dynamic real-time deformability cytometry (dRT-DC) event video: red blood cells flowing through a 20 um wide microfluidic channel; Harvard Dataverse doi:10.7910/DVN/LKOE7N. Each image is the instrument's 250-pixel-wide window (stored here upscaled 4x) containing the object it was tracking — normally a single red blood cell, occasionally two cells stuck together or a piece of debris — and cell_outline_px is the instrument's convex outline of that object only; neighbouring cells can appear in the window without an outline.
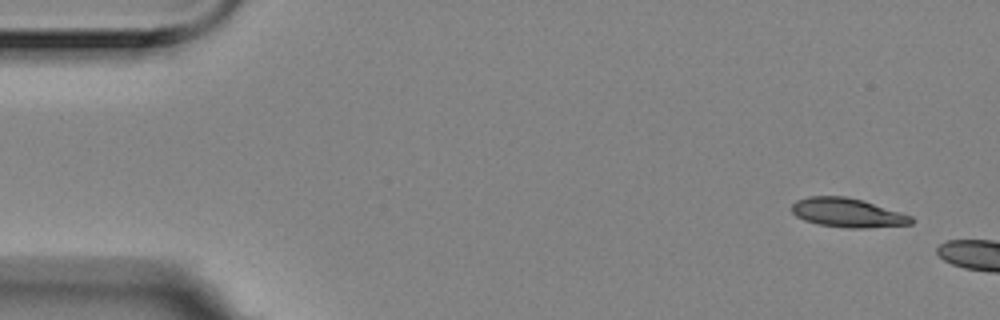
{"species": "Egyptian fruit bat (a non-hibernating species)", "species_latin": "Rousettus aegyptiacus", "temperature_condition": "room temperature", "stored_images_in_passage": 4, "camera_frame_rate_fps": 3000, "um_per_image_px": 0.085, "animal": {"sex": "female"}, "frame": {"image": 1, "passage_image": 1, "time_ms": 0.0, "image_size_px": [1000, 320], "cell_outline_px": [[916, 220], [912, 224], [864, 228], [848, 228], [820, 224], [804, 220], [796, 216], [792, 212], [792, 204], [796, 200], [808, 196], [844, 196], [864, 200], [912, 216]], "centroid_in_image_um": [72.06, 18.07], "position_along_channel_um": 12.9, "area_um2": 20.29}}